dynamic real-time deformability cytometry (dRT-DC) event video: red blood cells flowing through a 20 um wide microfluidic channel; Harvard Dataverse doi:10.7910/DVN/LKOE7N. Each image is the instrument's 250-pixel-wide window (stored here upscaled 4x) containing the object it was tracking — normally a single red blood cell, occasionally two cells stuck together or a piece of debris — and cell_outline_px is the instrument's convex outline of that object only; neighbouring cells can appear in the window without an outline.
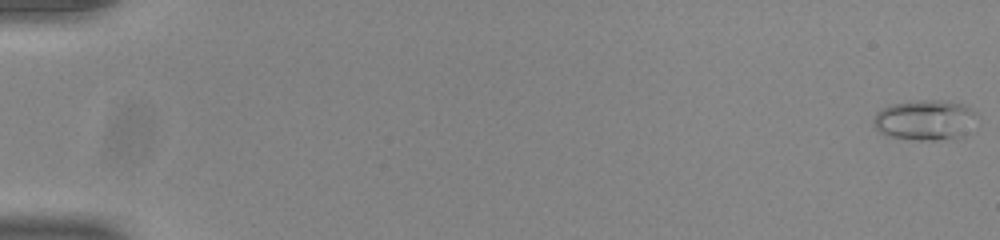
{"species": "common noctule bat (a hibernating species)", "species_latin": "Nyctalus noctula", "temperature_condition": "room temperature", "stored_images_in_passage": 54, "camera_frame_rate_fps": 3000, "um_per_image_px": 0.085, "animal": {"sex": "male", "body_mass_g": 20.0, "forearm_length_mm": 53.3}, "frame": {"image": 1, "passage_image": 1, "time_ms": 0.0, "image_size_px": [1000, 240], "cell_outline_px": [[976, 112], [964, 136], [936, 140], [920, 140], [892, 136], [880, 132], [872, 124], [872, 120], [876, 112], [892, 104], [924, 100], [940, 100], [964, 104]], "centroid_in_image_um": [78.58, 10.19], "position_along_channel_um": 6.4, "area_um2": 23.76}}
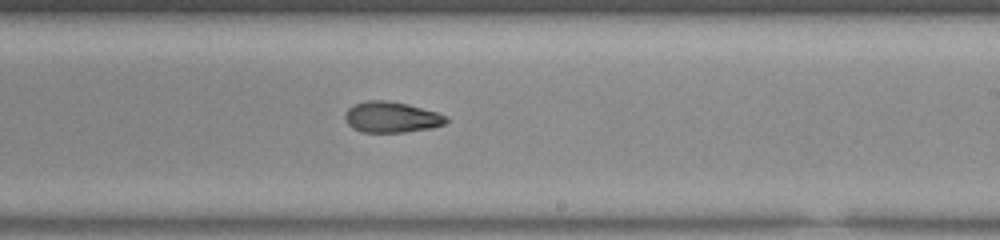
{"frame": {"image": 2, "passage_image": 34, "time_ms": 11.0, "image_size_px": [1000, 240], "cell_outline_px": [[448, 120], [444, 124], [432, 128], [404, 132], [360, 132], [352, 128], [348, 124], [344, 116], [348, 108], [356, 104], [368, 100], [388, 100], [408, 104], [436, 112], [448, 116]], "centroid_in_image_um": [33.28, 9.96], "position_along_channel_um": 255.7, "area_um2": 18.21}}
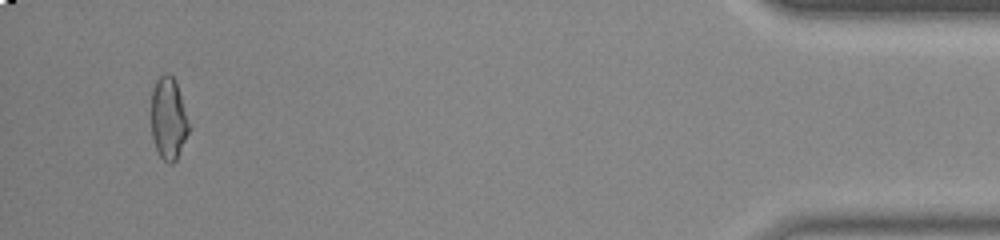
{"frame": {"image": 3, "passage_image": 52, "time_ms": 17.0, "image_size_px": [1000, 240], "cell_outline_px": [[188, 132], [176, 160], [172, 164], [168, 164], [160, 156], [152, 140], [152, 92], [156, 80], [160, 76], [168, 72], [176, 80], [188, 124]], "centroid_in_image_um": [14.29, 10.08], "position_along_channel_um": 420.9, "area_um2": 17.63}, "authors_computed_cell_mechanics": {"area_um2": 18.2937, "velocity_mm_per_s": 3.8984, "shape_relaxation_time_tau1_ms": null, "shape_relaxation_time_tau2_ms": 3.6528, "deformation_change_tau1": null, "deformation_change_tau2": 0.1022}}